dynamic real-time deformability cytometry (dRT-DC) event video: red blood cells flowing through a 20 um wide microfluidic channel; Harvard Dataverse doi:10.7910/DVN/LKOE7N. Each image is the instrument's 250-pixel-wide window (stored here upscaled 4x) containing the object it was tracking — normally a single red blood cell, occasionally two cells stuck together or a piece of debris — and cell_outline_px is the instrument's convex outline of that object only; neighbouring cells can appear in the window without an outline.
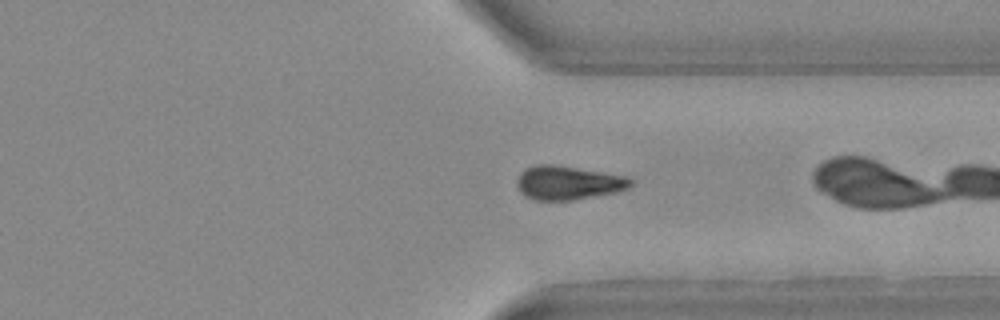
{"species": "Egyptian fruit bat (a non-hibernating species)", "species_latin": "Rousettus aegyptiacus", "temperature_condition": "warm", "stored_images_in_passage": 40, "camera_frame_rate_fps": 3000, "um_per_image_px": 0.085, "animal": {"sex": "female"}, "frame": {"image": 1, "passage_image": 38, "time_ms": 12.333, "image_size_px": [1000, 320], "cell_outline_px": [[632, 184], [628, 188], [616, 192], [572, 200], [532, 200], [524, 196], [520, 192], [516, 184], [516, 180], [520, 172], [524, 168], [536, 164], [552, 164], [628, 176], [632, 180]], "centroid_in_image_um": [48.24, 15.53], "position_along_channel_um": 363.2, "area_um2": 22.6}}